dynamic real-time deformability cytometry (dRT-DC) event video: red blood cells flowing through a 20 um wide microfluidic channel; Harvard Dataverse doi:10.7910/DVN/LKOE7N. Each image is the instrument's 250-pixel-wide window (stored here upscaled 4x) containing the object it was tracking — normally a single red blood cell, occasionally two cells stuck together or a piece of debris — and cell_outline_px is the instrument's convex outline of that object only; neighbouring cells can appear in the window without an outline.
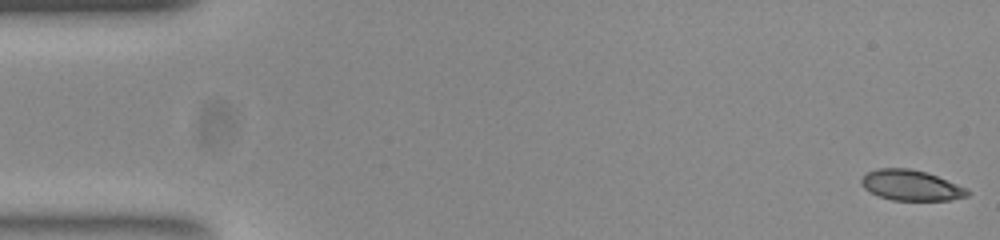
{"species": "common noctule bat (a hibernating species)", "species_latin": "Nyctalus noctula", "temperature_condition": "room temperature", "stored_images_in_passage": 52, "camera_frame_rate_fps": 3000, "um_per_image_px": 0.085, "animal": {"sex": "female", "body_mass_g": 23.0, "forearm_length_mm": 53.4}, "frame": {"image": 1, "passage_image": 1, "time_ms": 0.0, "image_size_px": [1000, 240], "cell_outline_px": [[972, 192], [968, 196], [948, 200], [892, 200], [880, 196], [864, 188], [860, 184], [860, 180], [868, 172], [876, 168], [908, 168], [928, 172], [968, 188]], "centroid_in_image_um": [77.48, 15.74], "position_along_channel_um": 7.5, "area_um2": 18.96}}
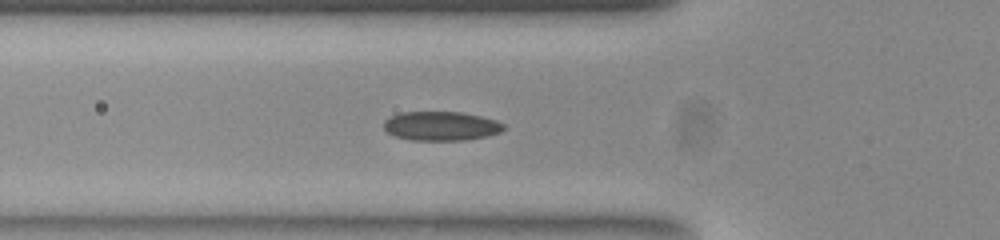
{"frame": {"image": 2, "passage_image": 18, "time_ms": 5.667, "image_size_px": [1000, 240], "cell_outline_px": [[504, 128], [500, 132], [488, 136], [464, 140], [408, 140], [396, 136], [388, 132], [384, 128], [384, 120], [400, 112], [460, 112], [480, 116], [496, 120], [504, 124]], "centroid_in_image_um": [37.49, 10.71], "position_along_channel_um": 88.3, "area_um2": 20.29}}
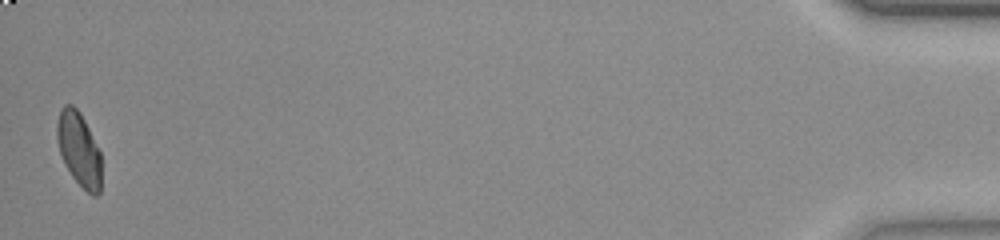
{"frame": {"image": 3, "passage_image": 52, "time_ms": 17.0, "image_size_px": [1000, 240], "cell_outline_px": [[100, 192], [96, 196], [92, 196], [72, 176], [64, 164], [56, 140], [56, 124], [60, 108], [64, 104], [72, 104], [80, 112], [100, 152]], "centroid_in_image_um": [6.67, 12.65], "position_along_channel_um": 428.5, "area_um2": 19.02}, "authors_computed_cell_mechanics": {"area_um2": 19.941, "velocity_mm_per_s": 3.8743, "shape_relaxation_time_tau1_ms": 6.4646, "shape_relaxation_time_tau2_ms": 1.4486, "deformation_change_tau1": 0.1691, "deformation_change_tau2": 0.0576}}